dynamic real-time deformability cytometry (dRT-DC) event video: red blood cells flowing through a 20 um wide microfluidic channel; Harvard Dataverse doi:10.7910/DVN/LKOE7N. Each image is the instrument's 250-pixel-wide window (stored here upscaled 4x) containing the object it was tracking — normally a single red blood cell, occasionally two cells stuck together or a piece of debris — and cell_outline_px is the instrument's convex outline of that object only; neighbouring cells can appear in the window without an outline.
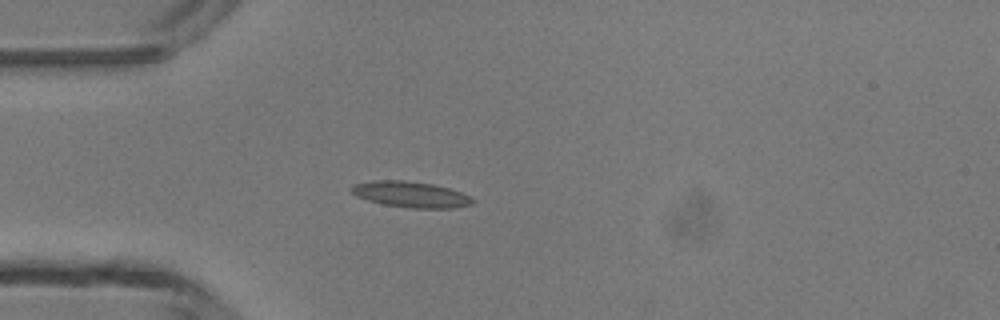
{"species": "common noctule bat (a hibernating species)", "species_latin": "Nyctalus noctula", "temperature_condition": "room temperature", "stored_images_in_passage": 3, "camera_frame_rate_fps": 3000, "um_per_image_px": 0.085, "animal": {"sex": "male", "body_mass_g": 13.3}, "frame": {"image": 1, "passage_image": 3, "time_ms": 3.333, "image_size_px": [1000, 320], "cell_outline_px": [[476, 200], [472, 204], [452, 208], [412, 208], [384, 204], [368, 200], [356, 196], [352, 192], [352, 184], [376, 180], [404, 180], [432, 184], [448, 188], [460, 192]], "centroid_in_image_um": [34.91, 16.52], "position_along_channel_um": 50.1, "area_um2": 18.09}}